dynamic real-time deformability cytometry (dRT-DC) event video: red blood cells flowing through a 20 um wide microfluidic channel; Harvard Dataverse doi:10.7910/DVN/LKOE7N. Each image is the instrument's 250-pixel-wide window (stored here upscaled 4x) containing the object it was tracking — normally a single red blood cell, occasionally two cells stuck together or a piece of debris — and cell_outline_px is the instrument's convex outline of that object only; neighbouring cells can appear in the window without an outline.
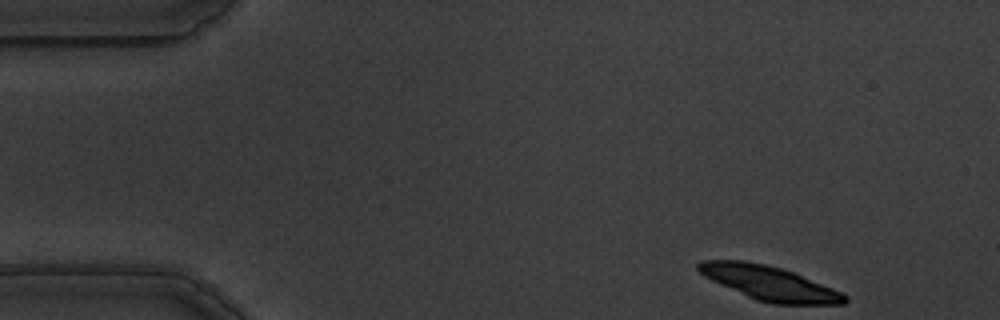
{"species": "common noctule bat (a hibernating species)", "species_latin": "Nyctalus noctula", "temperature_condition": "warm", "stored_images_in_passage": 13, "camera_frame_rate_fps": 3000, "um_per_image_px": 0.085, "animal": {"sex": "male", "body_mass_g": 19.5, "forearm_length_mm": 54.6}, "frame": {"image": 1, "passage_image": 1, "time_ms": 0.0, "image_size_px": [1000, 320], "cell_outline_px": [[848, 300], [844, 304], [772, 304], [756, 300], [720, 284], [704, 276], [696, 268], [696, 264], [700, 260], [744, 260], [764, 264], [796, 272], [844, 292], [848, 296]], "centroid_in_image_um": [65.45, 24.06], "position_along_channel_um": 19.6, "area_um2": 29.48}}